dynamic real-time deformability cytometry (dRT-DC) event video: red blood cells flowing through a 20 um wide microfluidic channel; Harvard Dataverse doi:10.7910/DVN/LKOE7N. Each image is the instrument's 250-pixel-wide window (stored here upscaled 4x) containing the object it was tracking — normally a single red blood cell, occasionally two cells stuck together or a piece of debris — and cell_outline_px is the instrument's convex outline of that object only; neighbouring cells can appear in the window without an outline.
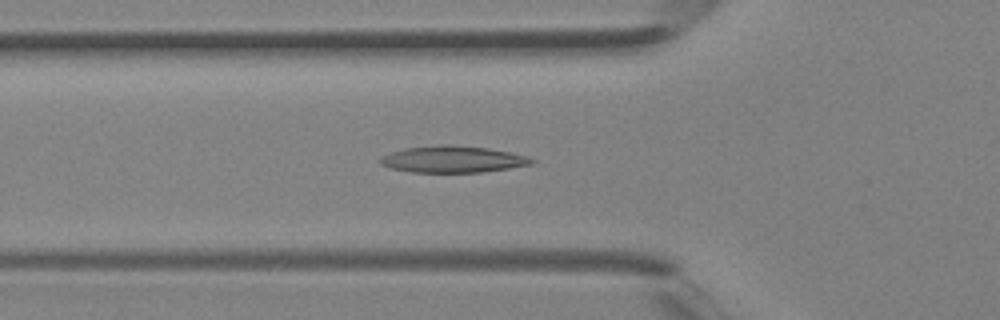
{"species": "Egyptian fruit bat (a non-hibernating species)", "species_latin": "Rousettus aegyptiacus", "temperature_condition": "room temperature", "stored_images_in_passage": 30, "camera_frame_rate_fps": 3000, "um_per_image_px": 0.085, "animal": {"sex": "female"}, "frame": {"image": 1, "passage_image": 4, "time_ms": 1.0, "image_size_px": [1000, 320], "cell_outline_px": [[536, 164], [480, 172], [412, 172], [392, 168], [380, 164], [380, 156], [404, 148], [440, 144], [448, 144], [488, 148], [512, 152], [528, 156], [536, 160]], "centroid_in_image_um": [38.53, 13.53], "position_along_channel_um": 87.3, "area_um2": 23.64}}
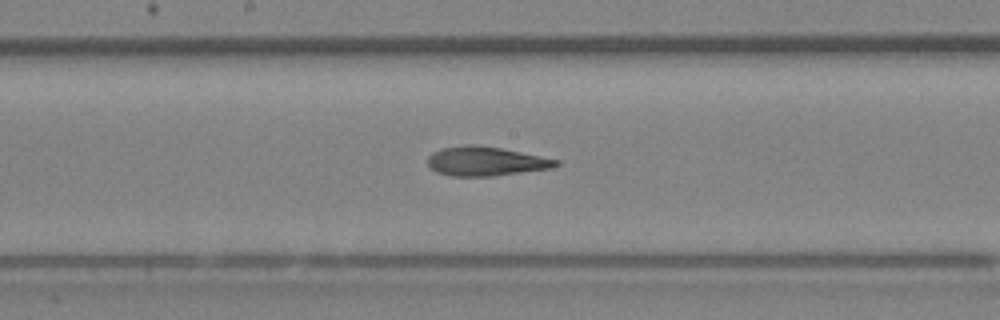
{"frame": {"image": 2, "passage_image": 11, "time_ms": 3.333, "image_size_px": [1000, 320], "cell_outline_px": [[560, 164], [548, 168], [492, 176], [448, 176], [436, 172], [428, 168], [428, 156], [432, 152], [440, 148], [468, 144], [472, 144], [500, 148], [560, 160]], "centroid_in_image_um": [41.2, 13.7], "position_along_channel_um": 207.0, "area_um2": 21.73}}
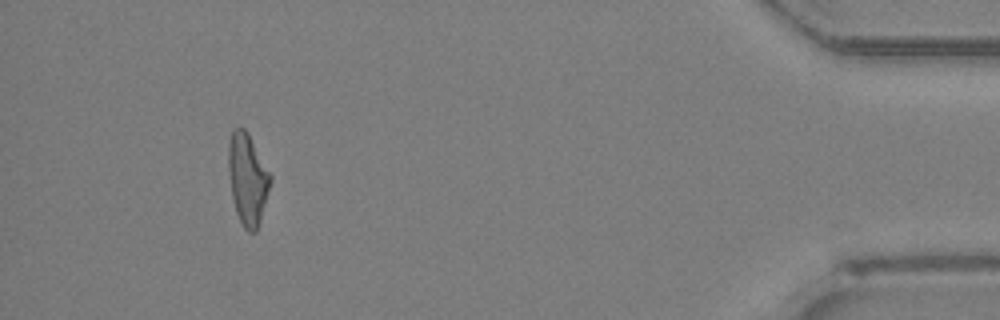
{"frame": {"image": 3, "passage_image": 27, "time_ms": 8.667, "image_size_px": [1000, 320], "cell_outline_px": [[272, 180], [260, 220], [256, 232], [248, 232], [244, 228], [236, 212], [232, 196], [228, 168], [228, 144], [232, 132], [236, 128], [244, 128], [248, 132], [272, 176]], "centroid_in_image_um": [21.05, 15.21], "position_along_channel_um": 414.2, "area_um2": 22.2}}